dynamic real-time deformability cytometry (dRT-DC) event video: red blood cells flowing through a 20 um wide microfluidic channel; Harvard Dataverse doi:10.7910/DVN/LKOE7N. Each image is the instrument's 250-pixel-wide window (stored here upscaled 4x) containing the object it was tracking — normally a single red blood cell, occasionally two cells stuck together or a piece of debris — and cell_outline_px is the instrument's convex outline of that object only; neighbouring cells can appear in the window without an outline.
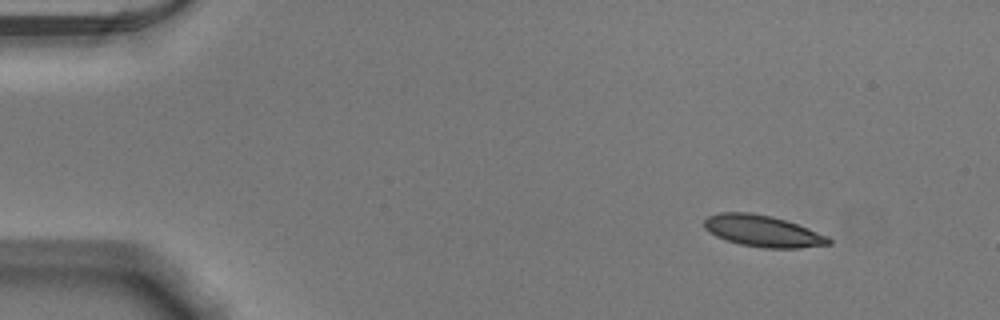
{"species": "Egyptian fruit bat (a non-hibernating species)", "species_latin": "Rousettus aegyptiacus", "temperature_condition": "warm", "stored_images_in_passage": 7, "camera_frame_rate_fps": 3000, "um_per_image_px": 0.085, "animal": {"sex": "male"}, "frame": {"image": 1, "passage_image": 1, "time_ms": 0.0, "image_size_px": [1000, 320], "cell_outline_px": [[832, 244], [800, 248], [764, 248], [740, 244], [716, 236], [708, 232], [704, 228], [704, 220], [708, 216], [720, 212], [752, 212], [772, 216], [808, 228], [828, 236], [832, 240]], "centroid_in_image_um": [64.83, 19.64], "position_along_channel_um": 20.2, "area_um2": 22.89}}